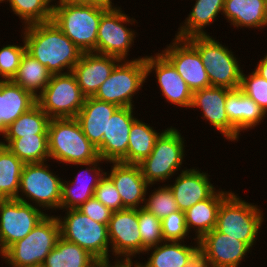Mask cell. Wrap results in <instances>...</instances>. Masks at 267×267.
Returning <instances> with one entry per match:
<instances>
[{
  "label": "cell",
  "instance_id": "6",
  "mask_svg": "<svg viewBox=\"0 0 267 267\" xmlns=\"http://www.w3.org/2000/svg\"><path fill=\"white\" fill-rule=\"evenodd\" d=\"M216 38L213 35H205L193 36L187 40L197 49L211 86L229 90L240 88L243 70L240 57L234 54L236 52L232 51L231 47Z\"/></svg>",
  "mask_w": 267,
  "mask_h": 267
},
{
  "label": "cell",
  "instance_id": "5",
  "mask_svg": "<svg viewBox=\"0 0 267 267\" xmlns=\"http://www.w3.org/2000/svg\"><path fill=\"white\" fill-rule=\"evenodd\" d=\"M241 197L232 191L222 201L215 229L222 234L246 242L253 249L260 240L258 238L261 235L262 224L266 222V216L261 205L248 202Z\"/></svg>",
  "mask_w": 267,
  "mask_h": 267
},
{
  "label": "cell",
  "instance_id": "39",
  "mask_svg": "<svg viewBox=\"0 0 267 267\" xmlns=\"http://www.w3.org/2000/svg\"><path fill=\"white\" fill-rule=\"evenodd\" d=\"M22 37V42L20 44H6L0 48V81L12 80L15 76L21 58L26 51V45Z\"/></svg>",
  "mask_w": 267,
  "mask_h": 267
},
{
  "label": "cell",
  "instance_id": "46",
  "mask_svg": "<svg viewBox=\"0 0 267 267\" xmlns=\"http://www.w3.org/2000/svg\"><path fill=\"white\" fill-rule=\"evenodd\" d=\"M62 3H89V4H98L102 6H113L114 0H53V4H62Z\"/></svg>",
  "mask_w": 267,
  "mask_h": 267
},
{
  "label": "cell",
  "instance_id": "38",
  "mask_svg": "<svg viewBox=\"0 0 267 267\" xmlns=\"http://www.w3.org/2000/svg\"><path fill=\"white\" fill-rule=\"evenodd\" d=\"M138 225L142 239V255L146 249L164 242L161 219L145 208L138 209Z\"/></svg>",
  "mask_w": 267,
  "mask_h": 267
},
{
  "label": "cell",
  "instance_id": "13",
  "mask_svg": "<svg viewBox=\"0 0 267 267\" xmlns=\"http://www.w3.org/2000/svg\"><path fill=\"white\" fill-rule=\"evenodd\" d=\"M107 226L113 263H135L140 255L143 258L138 209L113 212Z\"/></svg>",
  "mask_w": 267,
  "mask_h": 267
},
{
  "label": "cell",
  "instance_id": "9",
  "mask_svg": "<svg viewBox=\"0 0 267 267\" xmlns=\"http://www.w3.org/2000/svg\"><path fill=\"white\" fill-rule=\"evenodd\" d=\"M60 236L58 218L55 214H47L27 236L6 249L2 262L7 267L43 265Z\"/></svg>",
  "mask_w": 267,
  "mask_h": 267
},
{
  "label": "cell",
  "instance_id": "3",
  "mask_svg": "<svg viewBox=\"0 0 267 267\" xmlns=\"http://www.w3.org/2000/svg\"><path fill=\"white\" fill-rule=\"evenodd\" d=\"M185 141L181 130L173 125L165 128L160 134L150 155L138 164L149 185L169 183L179 171L188 168L183 165L188 152L185 150L187 147Z\"/></svg>",
  "mask_w": 267,
  "mask_h": 267
},
{
  "label": "cell",
  "instance_id": "28",
  "mask_svg": "<svg viewBox=\"0 0 267 267\" xmlns=\"http://www.w3.org/2000/svg\"><path fill=\"white\" fill-rule=\"evenodd\" d=\"M37 104L36 97L11 80L0 81V137L23 113Z\"/></svg>",
  "mask_w": 267,
  "mask_h": 267
},
{
  "label": "cell",
  "instance_id": "24",
  "mask_svg": "<svg viewBox=\"0 0 267 267\" xmlns=\"http://www.w3.org/2000/svg\"><path fill=\"white\" fill-rule=\"evenodd\" d=\"M233 29L248 28L262 31L267 28L266 0H224L223 15ZM251 28V29H250ZM262 29V30H260Z\"/></svg>",
  "mask_w": 267,
  "mask_h": 267
},
{
  "label": "cell",
  "instance_id": "10",
  "mask_svg": "<svg viewBox=\"0 0 267 267\" xmlns=\"http://www.w3.org/2000/svg\"><path fill=\"white\" fill-rule=\"evenodd\" d=\"M144 57L120 60L93 97L118 107L136 108L137 102L133 98H138V93L148 82Z\"/></svg>",
  "mask_w": 267,
  "mask_h": 267
},
{
  "label": "cell",
  "instance_id": "8",
  "mask_svg": "<svg viewBox=\"0 0 267 267\" xmlns=\"http://www.w3.org/2000/svg\"><path fill=\"white\" fill-rule=\"evenodd\" d=\"M60 210L62 215L56 217L61 237L87 250L97 260L113 264L107 224L97 223L78 209Z\"/></svg>",
  "mask_w": 267,
  "mask_h": 267
},
{
  "label": "cell",
  "instance_id": "22",
  "mask_svg": "<svg viewBox=\"0 0 267 267\" xmlns=\"http://www.w3.org/2000/svg\"><path fill=\"white\" fill-rule=\"evenodd\" d=\"M184 241H164L145 250L147 259L137 260L138 267H191L199 259V240L189 244ZM194 243V244H193Z\"/></svg>",
  "mask_w": 267,
  "mask_h": 267
},
{
  "label": "cell",
  "instance_id": "18",
  "mask_svg": "<svg viewBox=\"0 0 267 267\" xmlns=\"http://www.w3.org/2000/svg\"><path fill=\"white\" fill-rule=\"evenodd\" d=\"M172 39L159 52L173 65L192 93L210 87L206 67L197 49L187 39Z\"/></svg>",
  "mask_w": 267,
  "mask_h": 267
},
{
  "label": "cell",
  "instance_id": "2",
  "mask_svg": "<svg viewBox=\"0 0 267 267\" xmlns=\"http://www.w3.org/2000/svg\"><path fill=\"white\" fill-rule=\"evenodd\" d=\"M110 7L89 3L54 4L52 21L83 53H96L101 17Z\"/></svg>",
  "mask_w": 267,
  "mask_h": 267
},
{
  "label": "cell",
  "instance_id": "30",
  "mask_svg": "<svg viewBox=\"0 0 267 267\" xmlns=\"http://www.w3.org/2000/svg\"><path fill=\"white\" fill-rule=\"evenodd\" d=\"M154 129L152 124L137 118L130 129L128 143V164H139L152 152L156 139L165 130Z\"/></svg>",
  "mask_w": 267,
  "mask_h": 267
},
{
  "label": "cell",
  "instance_id": "49",
  "mask_svg": "<svg viewBox=\"0 0 267 267\" xmlns=\"http://www.w3.org/2000/svg\"><path fill=\"white\" fill-rule=\"evenodd\" d=\"M5 253H6V250H5V248L1 242V239H0V258H1V261L2 260L4 261Z\"/></svg>",
  "mask_w": 267,
  "mask_h": 267
},
{
  "label": "cell",
  "instance_id": "1",
  "mask_svg": "<svg viewBox=\"0 0 267 267\" xmlns=\"http://www.w3.org/2000/svg\"><path fill=\"white\" fill-rule=\"evenodd\" d=\"M20 29L26 52L47 67L51 74L73 71L83 52L53 21L35 23Z\"/></svg>",
  "mask_w": 267,
  "mask_h": 267
},
{
  "label": "cell",
  "instance_id": "43",
  "mask_svg": "<svg viewBox=\"0 0 267 267\" xmlns=\"http://www.w3.org/2000/svg\"><path fill=\"white\" fill-rule=\"evenodd\" d=\"M97 186L62 184L60 209H77L94 196Z\"/></svg>",
  "mask_w": 267,
  "mask_h": 267
},
{
  "label": "cell",
  "instance_id": "36",
  "mask_svg": "<svg viewBox=\"0 0 267 267\" xmlns=\"http://www.w3.org/2000/svg\"><path fill=\"white\" fill-rule=\"evenodd\" d=\"M9 11L15 14L24 27L35 23L52 21L53 0H3ZM7 2V3H6Z\"/></svg>",
  "mask_w": 267,
  "mask_h": 267
},
{
  "label": "cell",
  "instance_id": "11",
  "mask_svg": "<svg viewBox=\"0 0 267 267\" xmlns=\"http://www.w3.org/2000/svg\"><path fill=\"white\" fill-rule=\"evenodd\" d=\"M134 17L135 15L130 17L126 14L121 5L119 7L115 3L111 6L101 17L96 53L114 56L120 60H130V49L134 47V42L138 37L136 28H131L139 23Z\"/></svg>",
  "mask_w": 267,
  "mask_h": 267
},
{
  "label": "cell",
  "instance_id": "40",
  "mask_svg": "<svg viewBox=\"0 0 267 267\" xmlns=\"http://www.w3.org/2000/svg\"><path fill=\"white\" fill-rule=\"evenodd\" d=\"M241 73L240 89L267 114V80L251 69Z\"/></svg>",
  "mask_w": 267,
  "mask_h": 267
},
{
  "label": "cell",
  "instance_id": "12",
  "mask_svg": "<svg viewBox=\"0 0 267 267\" xmlns=\"http://www.w3.org/2000/svg\"><path fill=\"white\" fill-rule=\"evenodd\" d=\"M86 96L72 72L52 74L49 83L36 97L37 105L51 118H75Z\"/></svg>",
  "mask_w": 267,
  "mask_h": 267
},
{
  "label": "cell",
  "instance_id": "16",
  "mask_svg": "<svg viewBox=\"0 0 267 267\" xmlns=\"http://www.w3.org/2000/svg\"><path fill=\"white\" fill-rule=\"evenodd\" d=\"M147 80L152 73L156 78L159 87L160 96L164 98V102L170 105L189 110L192 103V91L187 83L182 79L173 65L159 52L154 55H145Z\"/></svg>",
  "mask_w": 267,
  "mask_h": 267
},
{
  "label": "cell",
  "instance_id": "33",
  "mask_svg": "<svg viewBox=\"0 0 267 267\" xmlns=\"http://www.w3.org/2000/svg\"><path fill=\"white\" fill-rule=\"evenodd\" d=\"M95 260L87 250L60 236L43 267H89Z\"/></svg>",
  "mask_w": 267,
  "mask_h": 267
},
{
  "label": "cell",
  "instance_id": "31",
  "mask_svg": "<svg viewBox=\"0 0 267 267\" xmlns=\"http://www.w3.org/2000/svg\"><path fill=\"white\" fill-rule=\"evenodd\" d=\"M51 76L52 74L47 67L25 51L19 68L11 81L37 97L47 86Z\"/></svg>",
  "mask_w": 267,
  "mask_h": 267
},
{
  "label": "cell",
  "instance_id": "45",
  "mask_svg": "<svg viewBox=\"0 0 267 267\" xmlns=\"http://www.w3.org/2000/svg\"><path fill=\"white\" fill-rule=\"evenodd\" d=\"M83 214L90 217L97 223L107 224L112 216V211L105 207L99 200L94 196L88 199L84 204L77 208Z\"/></svg>",
  "mask_w": 267,
  "mask_h": 267
},
{
  "label": "cell",
  "instance_id": "50",
  "mask_svg": "<svg viewBox=\"0 0 267 267\" xmlns=\"http://www.w3.org/2000/svg\"><path fill=\"white\" fill-rule=\"evenodd\" d=\"M104 265V262L96 259L89 267H103Z\"/></svg>",
  "mask_w": 267,
  "mask_h": 267
},
{
  "label": "cell",
  "instance_id": "21",
  "mask_svg": "<svg viewBox=\"0 0 267 267\" xmlns=\"http://www.w3.org/2000/svg\"><path fill=\"white\" fill-rule=\"evenodd\" d=\"M110 171L105 174L112 180L121 196L123 206L129 209L144 207L149 184L143 177L138 164L107 162Z\"/></svg>",
  "mask_w": 267,
  "mask_h": 267
},
{
  "label": "cell",
  "instance_id": "37",
  "mask_svg": "<svg viewBox=\"0 0 267 267\" xmlns=\"http://www.w3.org/2000/svg\"><path fill=\"white\" fill-rule=\"evenodd\" d=\"M154 186L156 185L148 186L143 208L162 220L172 212L178 211L179 207L167 184Z\"/></svg>",
  "mask_w": 267,
  "mask_h": 267
},
{
  "label": "cell",
  "instance_id": "17",
  "mask_svg": "<svg viewBox=\"0 0 267 267\" xmlns=\"http://www.w3.org/2000/svg\"><path fill=\"white\" fill-rule=\"evenodd\" d=\"M229 89L210 86L193 92L191 109L200 111V116L214 132L217 130L228 142L237 143L242 136L230 123L226 110V97Z\"/></svg>",
  "mask_w": 267,
  "mask_h": 267
},
{
  "label": "cell",
  "instance_id": "26",
  "mask_svg": "<svg viewBox=\"0 0 267 267\" xmlns=\"http://www.w3.org/2000/svg\"><path fill=\"white\" fill-rule=\"evenodd\" d=\"M225 110L230 123L241 135L242 132L258 128L267 117V114L240 88L228 91Z\"/></svg>",
  "mask_w": 267,
  "mask_h": 267
},
{
  "label": "cell",
  "instance_id": "29",
  "mask_svg": "<svg viewBox=\"0 0 267 267\" xmlns=\"http://www.w3.org/2000/svg\"><path fill=\"white\" fill-rule=\"evenodd\" d=\"M195 3L182 23H179L175 37L187 39L193 36H205L212 33L206 27L212 26L217 19L222 18L224 0H191ZM218 17V18H217Z\"/></svg>",
  "mask_w": 267,
  "mask_h": 267
},
{
  "label": "cell",
  "instance_id": "7",
  "mask_svg": "<svg viewBox=\"0 0 267 267\" xmlns=\"http://www.w3.org/2000/svg\"><path fill=\"white\" fill-rule=\"evenodd\" d=\"M49 161L25 163L16 200L31 204L52 215L60 210L63 177L52 171ZM55 172V173H54ZM47 210V211H46ZM49 210V211H48Z\"/></svg>",
  "mask_w": 267,
  "mask_h": 267
},
{
  "label": "cell",
  "instance_id": "19",
  "mask_svg": "<svg viewBox=\"0 0 267 267\" xmlns=\"http://www.w3.org/2000/svg\"><path fill=\"white\" fill-rule=\"evenodd\" d=\"M134 107H119L108 120L107 133L97 147L99 158L105 162L128 164V143L130 129L138 118ZM136 115V116H135Z\"/></svg>",
  "mask_w": 267,
  "mask_h": 267
},
{
  "label": "cell",
  "instance_id": "4",
  "mask_svg": "<svg viewBox=\"0 0 267 267\" xmlns=\"http://www.w3.org/2000/svg\"><path fill=\"white\" fill-rule=\"evenodd\" d=\"M48 149L50 160H53L50 162H56L58 166L84 164L99 158L97 148L84 135L76 118L50 120Z\"/></svg>",
  "mask_w": 267,
  "mask_h": 267
},
{
  "label": "cell",
  "instance_id": "23",
  "mask_svg": "<svg viewBox=\"0 0 267 267\" xmlns=\"http://www.w3.org/2000/svg\"><path fill=\"white\" fill-rule=\"evenodd\" d=\"M119 58L94 52L82 53L72 73L86 97H93L99 87L109 78Z\"/></svg>",
  "mask_w": 267,
  "mask_h": 267
},
{
  "label": "cell",
  "instance_id": "52",
  "mask_svg": "<svg viewBox=\"0 0 267 267\" xmlns=\"http://www.w3.org/2000/svg\"><path fill=\"white\" fill-rule=\"evenodd\" d=\"M31 267H43V265H39V266H31Z\"/></svg>",
  "mask_w": 267,
  "mask_h": 267
},
{
  "label": "cell",
  "instance_id": "35",
  "mask_svg": "<svg viewBox=\"0 0 267 267\" xmlns=\"http://www.w3.org/2000/svg\"><path fill=\"white\" fill-rule=\"evenodd\" d=\"M25 163L0 144V200L16 199Z\"/></svg>",
  "mask_w": 267,
  "mask_h": 267
},
{
  "label": "cell",
  "instance_id": "48",
  "mask_svg": "<svg viewBox=\"0 0 267 267\" xmlns=\"http://www.w3.org/2000/svg\"><path fill=\"white\" fill-rule=\"evenodd\" d=\"M103 267H138L135 263H113L105 264Z\"/></svg>",
  "mask_w": 267,
  "mask_h": 267
},
{
  "label": "cell",
  "instance_id": "25",
  "mask_svg": "<svg viewBox=\"0 0 267 267\" xmlns=\"http://www.w3.org/2000/svg\"><path fill=\"white\" fill-rule=\"evenodd\" d=\"M118 108L113 103L86 97L82 109L75 118L84 135L96 148L102 143L103 135L107 133L108 120Z\"/></svg>",
  "mask_w": 267,
  "mask_h": 267
},
{
  "label": "cell",
  "instance_id": "42",
  "mask_svg": "<svg viewBox=\"0 0 267 267\" xmlns=\"http://www.w3.org/2000/svg\"><path fill=\"white\" fill-rule=\"evenodd\" d=\"M162 233L164 241H190L196 240L186 226L185 212L175 211L164 217L162 220Z\"/></svg>",
  "mask_w": 267,
  "mask_h": 267
},
{
  "label": "cell",
  "instance_id": "41",
  "mask_svg": "<svg viewBox=\"0 0 267 267\" xmlns=\"http://www.w3.org/2000/svg\"><path fill=\"white\" fill-rule=\"evenodd\" d=\"M103 163L107 164V162L98 158L95 161L81 164H73L71 167L76 166L80 169L77 171L74 177L71 180L69 177L67 180L63 177L62 184H76L82 186H98L99 181L105 175L106 170L103 169ZM79 166V167H78ZM84 166V167H83ZM85 168V169H84Z\"/></svg>",
  "mask_w": 267,
  "mask_h": 267
},
{
  "label": "cell",
  "instance_id": "51",
  "mask_svg": "<svg viewBox=\"0 0 267 267\" xmlns=\"http://www.w3.org/2000/svg\"><path fill=\"white\" fill-rule=\"evenodd\" d=\"M191 267H206L202 261L199 259L193 266Z\"/></svg>",
  "mask_w": 267,
  "mask_h": 267
},
{
  "label": "cell",
  "instance_id": "34",
  "mask_svg": "<svg viewBox=\"0 0 267 267\" xmlns=\"http://www.w3.org/2000/svg\"><path fill=\"white\" fill-rule=\"evenodd\" d=\"M50 120L51 118L36 104L10 125L2 134L1 139L48 135Z\"/></svg>",
  "mask_w": 267,
  "mask_h": 267
},
{
  "label": "cell",
  "instance_id": "44",
  "mask_svg": "<svg viewBox=\"0 0 267 267\" xmlns=\"http://www.w3.org/2000/svg\"><path fill=\"white\" fill-rule=\"evenodd\" d=\"M94 197L112 212L126 209L114 183L106 174L99 181Z\"/></svg>",
  "mask_w": 267,
  "mask_h": 267
},
{
  "label": "cell",
  "instance_id": "27",
  "mask_svg": "<svg viewBox=\"0 0 267 267\" xmlns=\"http://www.w3.org/2000/svg\"><path fill=\"white\" fill-rule=\"evenodd\" d=\"M231 192L232 189L225 190L220 186L209 198L199 201L185 211L186 226L190 235H194V239L200 240L216 227L220 205Z\"/></svg>",
  "mask_w": 267,
  "mask_h": 267
},
{
  "label": "cell",
  "instance_id": "15",
  "mask_svg": "<svg viewBox=\"0 0 267 267\" xmlns=\"http://www.w3.org/2000/svg\"><path fill=\"white\" fill-rule=\"evenodd\" d=\"M252 250L246 242L222 234L215 228L199 240L200 260L206 267H240Z\"/></svg>",
  "mask_w": 267,
  "mask_h": 267
},
{
  "label": "cell",
  "instance_id": "20",
  "mask_svg": "<svg viewBox=\"0 0 267 267\" xmlns=\"http://www.w3.org/2000/svg\"><path fill=\"white\" fill-rule=\"evenodd\" d=\"M197 168H187L167 183L180 211H187L199 201L209 198L219 188L211 182L208 171Z\"/></svg>",
  "mask_w": 267,
  "mask_h": 267
},
{
  "label": "cell",
  "instance_id": "14",
  "mask_svg": "<svg viewBox=\"0 0 267 267\" xmlns=\"http://www.w3.org/2000/svg\"><path fill=\"white\" fill-rule=\"evenodd\" d=\"M47 214L16 199L0 200V239L5 250L27 236Z\"/></svg>",
  "mask_w": 267,
  "mask_h": 267
},
{
  "label": "cell",
  "instance_id": "47",
  "mask_svg": "<svg viewBox=\"0 0 267 267\" xmlns=\"http://www.w3.org/2000/svg\"><path fill=\"white\" fill-rule=\"evenodd\" d=\"M264 56V57H263ZM260 57V60L258 59L257 64L254 66L253 69L259 76L267 80V51L265 55Z\"/></svg>",
  "mask_w": 267,
  "mask_h": 267
},
{
  "label": "cell",
  "instance_id": "32",
  "mask_svg": "<svg viewBox=\"0 0 267 267\" xmlns=\"http://www.w3.org/2000/svg\"><path fill=\"white\" fill-rule=\"evenodd\" d=\"M0 144L8 148L24 163L50 161L48 135L24 136L17 139H0Z\"/></svg>",
  "mask_w": 267,
  "mask_h": 267
}]
</instances>
